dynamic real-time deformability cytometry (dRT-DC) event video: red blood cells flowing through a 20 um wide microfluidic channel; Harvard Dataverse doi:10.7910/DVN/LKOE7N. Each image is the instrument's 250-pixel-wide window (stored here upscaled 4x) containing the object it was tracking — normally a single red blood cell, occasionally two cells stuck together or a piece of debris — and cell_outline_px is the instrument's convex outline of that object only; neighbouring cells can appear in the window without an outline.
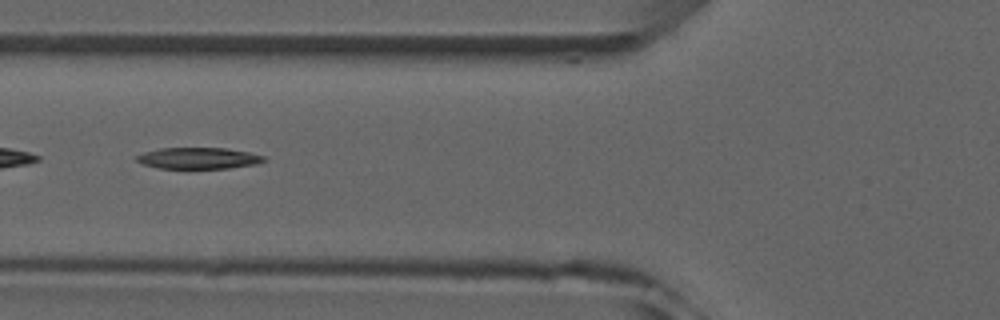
{"species": "common noctule bat (a hibernating species)", "species_latin": "Nyctalus noctula", "temperature_condition": "room temperature", "stored_images_in_passage": 2, "camera_frame_rate_fps": 3000, "um_per_image_px": 0.085, "animal": {"sex": "male", "forearm_length_mm": 52.5}, "frame": {"image": 1, "passage_image": 2, "time_ms": 1.0, "image_size_px": [1000, 320], "cell_outline_px": [[268, 160], [256, 164], [228, 168], [160, 168], [144, 164], [136, 160], [136, 156], [144, 152], [160, 148], [228, 148], [248, 152], [264, 156]], "centroid_in_image_um": [16.9, 13.44], "position_along_channel_um": 108.9, "area_um2": 15.72}}